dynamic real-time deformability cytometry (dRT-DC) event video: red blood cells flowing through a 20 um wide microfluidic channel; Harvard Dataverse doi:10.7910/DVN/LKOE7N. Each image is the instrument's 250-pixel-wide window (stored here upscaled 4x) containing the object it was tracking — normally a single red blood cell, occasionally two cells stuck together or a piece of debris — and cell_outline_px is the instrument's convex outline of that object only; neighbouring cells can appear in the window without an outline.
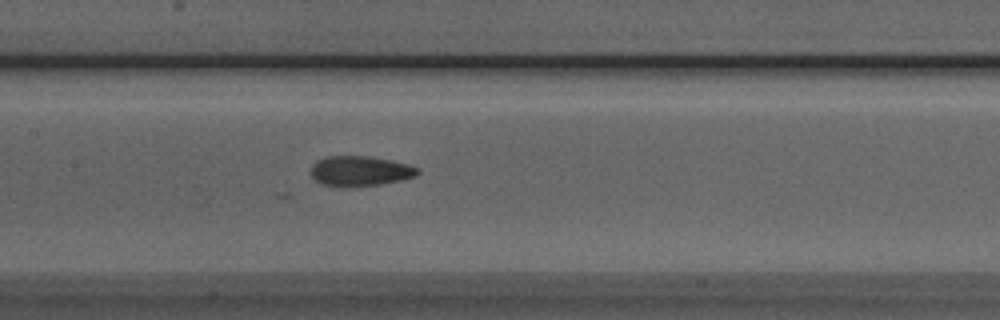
{"species": "Egyptian fruit bat (a non-hibernating species)", "species_latin": "Rousettus aegyptiacus", "temperature_condition": "room temperature", "stored_images_in_passage": 32, "camera_frame_rate_fps": 3000, "um_per_image_px": 0.085, "animal": {"sex": "male"}, "frame": {"image": 1, "passage_image": 11, "time_ms": 3.333, "image_size_px": [1000, 320], "cell_outline_px": [[420, 172], [416, 176], [400, 180], [380, 184], [344, 188], [320, 184], [312, 176], [312, 164], [316, 160], [328, 156], [368, 156], [392, 160], [408, 164], [420, 168]], "centroid_in_image_um": [30.61, 14.54], "position_along_channel_um": 176.8, "area_um2": 18.96}}
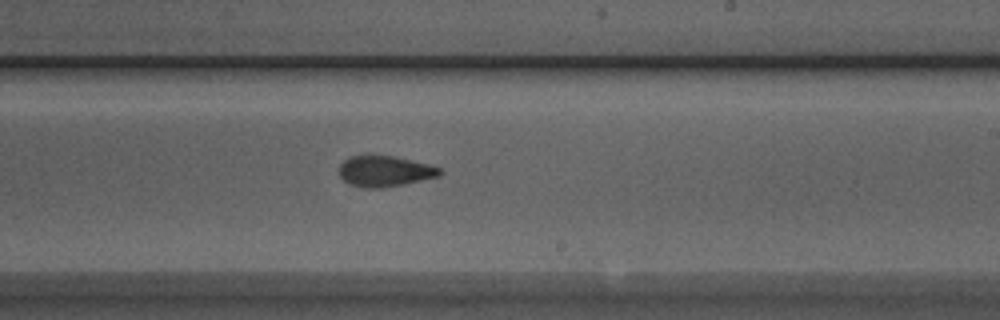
{"frame": {"image": 2, "passage_image": 17, "time_ms": 5.333, "image_size_px": [1000, 320], "cell_outline_px": [[444, 172], [440, 176], [404, 184], [380, 188], [364, 188], [348, 184], [340, 176], [340, 164], [348, 156], [368, 152], [396, 156], [428, 164], [440, 168]], "centroid_in_image_um": [32.67, 14.51], "position_along_channel_um": 256.3, "area_um2": 18.79}}
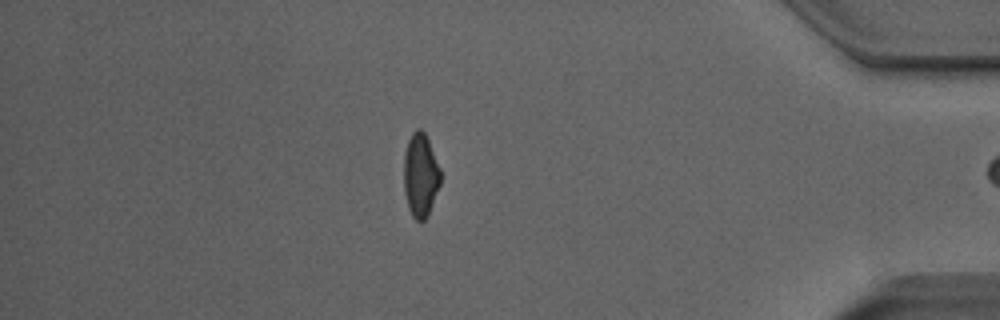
{"frame": {"image": 3, "passage_image": 31, "time_ms": 10.0, "image_size_px": [1000, 320], "cell_outline_px": [[440, 184], [428, 216], [424, 220], [416, 220], [412, 216], [408, 208], [404, 192], [404, 152], [408, 140], [412, 132], [416, 128], [420, 128], [424, 132], [428, 140], [440, 168]], "centroid_in_image_um": [35.73, 14.89], "position_along_channel_um": 399.5, "area_um2": 17.92}, "authors_computed_cell_mechanics": {"area_um2": 18.6405, "velocity_mm_per_s": 3.995, "shape_relaxation_time_tau1_ms": 4.1763, "shape_relaxation_time_tau2_ms": null, "deformation_change_tau1": 0.1459, "deformation_change_tau2": null}}